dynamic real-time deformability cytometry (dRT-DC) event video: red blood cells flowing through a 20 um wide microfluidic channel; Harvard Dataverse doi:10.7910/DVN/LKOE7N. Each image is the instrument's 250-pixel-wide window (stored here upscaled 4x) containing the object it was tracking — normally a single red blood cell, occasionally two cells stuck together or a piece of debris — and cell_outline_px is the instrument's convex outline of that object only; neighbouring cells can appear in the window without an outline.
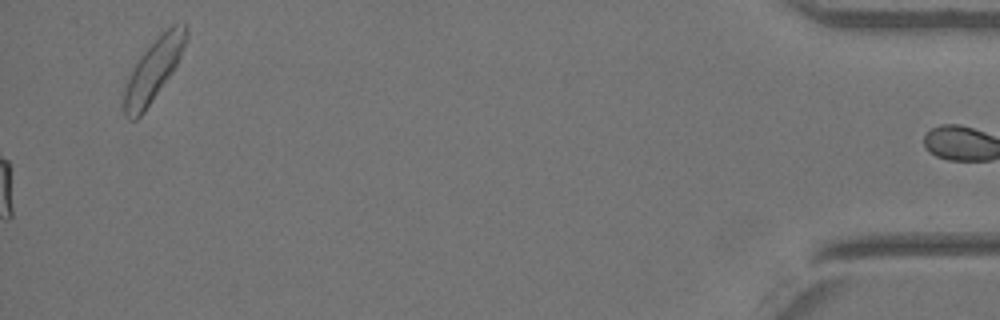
{"species": "Egyptian fruit bat (a non-hibernating species)", "species_latin": "Rousettus aegyptiacus", "temperature_condition": "warm", "stored_images_in_passage": 37, "camera_frame_rate_fps": 3000, "um_per_image_px": 0.085, "animal": {"sex": "female"}, "frame": {"image": 1, "passage_image": 37, "time_ms": 12.0, "image_size_px": [1000, 320], "cell_outline_px": [[188, 36], [180, 56], [172, 72], [144, 112], [136, 120], [128, 120], [124, 116], [124, 84], [128, 76], [140, 56], [172, 24], [188, 24]], "centroid_in_image_um": [13.02, 5.98], "position_along_channel_um": 422.2, "area_um2": 21.96}}